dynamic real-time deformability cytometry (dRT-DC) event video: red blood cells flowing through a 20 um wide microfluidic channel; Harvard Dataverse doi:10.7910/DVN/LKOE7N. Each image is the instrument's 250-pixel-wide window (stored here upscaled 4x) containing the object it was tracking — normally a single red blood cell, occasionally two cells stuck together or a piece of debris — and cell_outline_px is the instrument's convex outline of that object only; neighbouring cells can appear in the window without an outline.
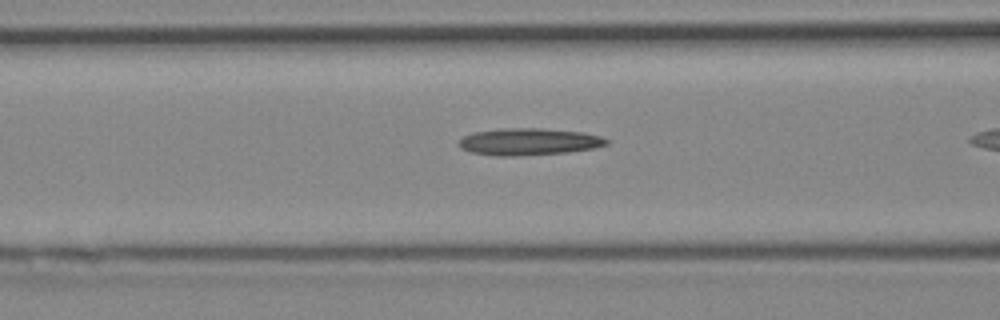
{"species": "Egyptian fruit bat (a non-hibernating species)", "species_latin": "Rousettus aegyptiacus", "temperature_condition": "cold", "stored_images_in_passage": 35, "camera_frame_rate_fps": 3000, "um_per_image_px": 0.085, "animal": {"sex": "female"}, "frame": {"image": 1, "passage_image": 16, "time_ms": 5.0, "image_size_px": [1000, 320], "cell_outline_px": [[608, 144], [596, 148], [568, 152], [516, 156], [496, 156], [472, 152], [460, 148], [456, 144], [464, 136], [476, 132], [500, 128], [540, 128], [584, 132], [600, 136], [608, 140]], "centroid_in_image_um": [44.96, 12.04], "position_along_channel_um": 121.6, "area_um2": 23.29}}
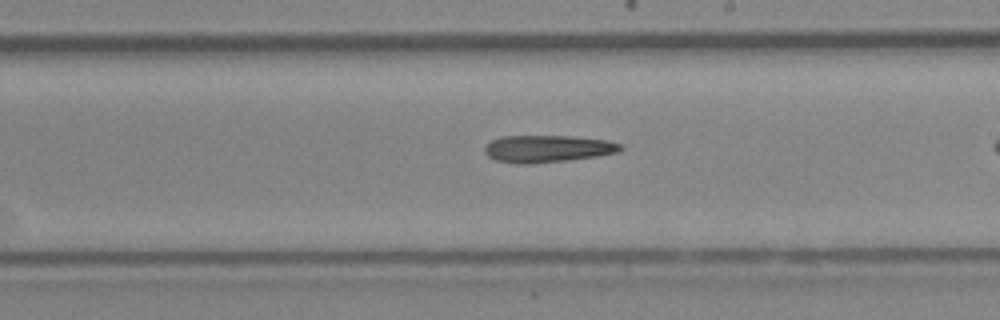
{"frame": {"image": 2, "passage_image": 25, "time_ms": 8.0, "image_size_px": [1000, 320], "cell_outline_px": [[624, 148], [620, 152], [596, 156], [568, 160], [528, 164], [516, 164], [496, 160], [488, 156], [484, 152], [484, 148], [492, 140], [500, 136], [572, 136], [608, 140], [620, 144]], "centroid_in_image_um": [46.55, 12.64], "position_along_channel_um": 242.5, "area_um2": 21.56}}